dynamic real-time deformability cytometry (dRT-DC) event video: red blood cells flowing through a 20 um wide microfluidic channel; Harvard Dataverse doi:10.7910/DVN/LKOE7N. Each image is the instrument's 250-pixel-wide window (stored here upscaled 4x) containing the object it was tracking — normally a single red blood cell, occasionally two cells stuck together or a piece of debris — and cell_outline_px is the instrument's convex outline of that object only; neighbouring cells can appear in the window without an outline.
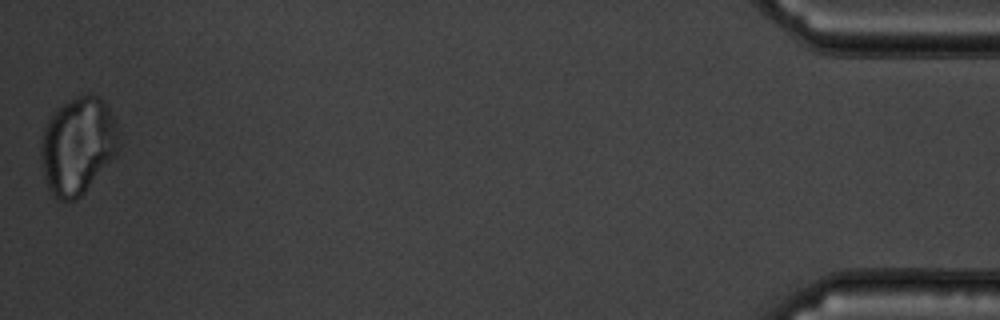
{"species": "common noctule bat (a hibernating species)", "species_latin": "Nyctalus noctula", "temperature_condition": "warm", "stored_images_in_passage": 41, "camera_frame_rate_fps": 3000, "um_per_image_px": 0.085, "animal": {"sex": "male", "body_mass_g": 19.5, "forearm_length_mm": 54.6}, "frame": {"image": 1, "passage_image": 41, "time_ms": 13.333, "image_size_px": [1000, 320], "cell_outline_px": [[120, 148], [84, 192], [76, 200], [60, 200], [52, 196], [48, 192], [44, 180], [40, 156], [40, 140], [44, 128], [48, 120], [56, 108], [68, 100], [92, 92], [100, 96], [104, 100], [120, 132]], "centroid_in_image_um": [6.59, 12.37], "position_along_channel_um": 428.6, "area_um2": 44.56}}